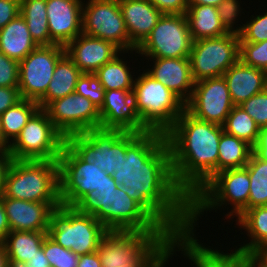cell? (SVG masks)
I'll return each instance as SVG.
<instances>
[{"mask_svg":"<svg viewBox=\"0 0 267 267\" xmlns=\"http://www.w3.org/2000/svg\"><path fill=\"white\" fill-rule=\"evenodd\" d=\"M131 43L138 48L149 36L162 13L148 0H119Z\"/></svg>","mask_w":267,"mask_h":267,"instance_id":"obj_23","label":"cell"},{"mask_svg":"<svg viewBox=\"0 0 267 267\" xmlns=\"http://www.w3.org/2000/svg\"><path fill=\"white\" fill-rule=\"evenodd\" d=\"M239 50V34L235 33L193 41L189 60L194 82L222 77L239 60Z\"/></svg>","mask_w":267,"mask_h":267,"instance_id":"obj_11","label":"cell"},{"mask_svg":"<svg viewBox=\"0 0 267 267\" xmlns=\"http://www.w3.org/2000/svg\"><path fill=\"white\" fill-rule=\"evenodd\" d=\"M149 59H152L154 64L150 70L145 71L186 104L192 96L195 83L191 74L189 57Z\"/></svg>","mask_w":267,"mask_h":267,"instance_id":"obj_22","label":"cell"},{"mask_svg":"<svg viewBox=\"0 0 267 267\" xmlns=\"http://www.w3.org/2000/svg\"><path fill=\"white\" fill-rule=\"evenodd\" d=\"M223 127L196 119L186 110L165 133L177 186L190 199L218 173Z\"/></svg>","mask_w":267,"mask_h":267,"instance_id":"obj_2","label":"cell"},{"mask_svg":"<svg viewBox=\"0 0 267 267\" xmlns=\"http://www.w3.org/2000/svg\"><path fill=\"white\" fill-rule=\"evenodd\" d=\"M224 0H187V5H210L217 7Z\"/></svg>","mask_w":267,"mask_h":267,"instance_id":"obj_53","label":"cell"},{"mask_svg":"<svg viewBox=\"0 0 267 267\" xmlns=\"http://www.w3.org/2000/svg\"><path fill=\"white\" fill-rule=\"evenodd\" d=\"M66 144L85 162L113 175L127 150V132L92 129L66 138Z\"/></svg>","mask_w":267,"mask_h":267,"instance_id":"obj_10","label":"cell"},{"mask_svg":"<svg viewBox=\"0 0 267 267\" xmlns=\"http://www.w3.org/2000/svg\"><path fill=\"white\" fill-rule=\"evenodd\" d=\"M65 47L38 46L19 62L18 89L21 99L38 102L46 93L58 60Z\"/></svg>","mask_w":267,"mask_h":267,"instance_id":"obj_15","label":"cell"},{"mask_svg":"<svg viewBox=\"0 0 267 267\" xmlns=\"http://www.w3.org/2000/svg\"><path fill=\"white\" fill-rule=\"evenodd\" d=\"M42 248L51 267H77L79 256L57 244L48 235L43 241Z\"/></svg>","mask_w":267,"mask_h":267,"instance_id":"obj_38","label":"cell"},{"mask_svg":"<svg viewBox=\"0 0 267 267\" xmlns=\"http://www.w3.org/2000/svg\"><path fill=\"white\" fill-rule=\"evenodd\" d=\"M239 59L246 65L267 70V40L259 43L240 42Z\"/></svg>","mask_w":267,"mask_h":267,"instance_id":"obj_40","label":"cell"},{"mask_svg":"<svg viewBox=\"0 0 267 267\" xmlns=\"http://www.w3.org/2000/svg\"><path fill=\"white\" fill-rule=\"evenodd\" d=\"M3 195L32 202H61L58 161L13 159Z\"/></svg>","mask_w":267,"mask_h":267,"instance_id":"obj_6","label":"cell"},{"mask_svg":"<svg viewBox=\"0 0 267 267\" xmlns=\"http://www.w3.org/2000/svg\"><path fill=\"white\" fill-rule=\"evenodd\" d=\"M44 110L65 137L100 128L99 109L88 98L76 93L50 102Z\"/></svg>","mask_w":267,"mask_h":267,"instance_id":"obj_16","label":"cell"},{"mask_svg":"<svg viewBox=\"0 0 267 267\" xmlns=\"http://www.w3.org/2000/svg\"><path fill=\"white\" fill-rule=\"evenodd\" d=\"M20 100L18 87H0V115Z\"/></svg>","mask_w":267,"mask_h":267,"instance_id":"obj_46","label":"cell"},{"mask_svg":"<svg viewBox=\"0 0 267 267\" xmlns=\"http://www.w3.org/2000/svg\"><path fill=\"white\" fill-rule=\"evenodd\" d=\"M185 15L193 41L219 37L229 33L219 18L217 7L210 5H188Z\"/></svg>","mask_w":267,"mask_h":267,"instance_id":"obj_28","label":"cell"},{"mask_svg":"<svg viewBox=\"0 0 267 267\" xmlns=\"http://www.w3.org/2000/svg\"><path fill=\"white\" fill-rule=\"evenodd\" d=\"M236 267H265L254 255H223Z\"/></svg>","mask_w":267,"mask_h":267,"instance_id":"obj_47","label":"cell"},{"mask_svg":"<svg viewBox=\"0 0 267 267\" xmlns=\"http://www.w3.org/2000/svg\"><path fill=\"white\" fill-rule=\"evenodd\" d=\"M192 44L186 15L162 14L135 53L148 61V58H185L189 57Z\"/></svg>","mask_w":267,"mask_h":267,"instance_id":"obj_12","label":"cell"},{"mask_svg":"<svg viewBox=\"0 0 267 267\" xmlns=\"http://www.w3.org/2000/svg\"><path fill=\"white\" fill-rule=\"evenodd\" d=\"M38 109L37 102L21 99L0 115L1 131L4 139L9 144L16 139L22 128Z\"/></svg>","mask_w":267,"mask_h":267,"instance_id":"obj_32","label":"cell"},{"mask_svg":"<svg viewBox=\"0 0 267 267\" xmlns=\"http://www.w3.org/2000/svg\"><path fill=\"white\" fill-rule=\"evenodd\" d=\"M176 251H179V244L173 248L155 267H165L169 262V258H172V255H174V252L176 254Z\"/></svg>","mask_w":267,"mask_h":267,"instance_id":"obj_56","label":"cell"},{"mask_svg":"<svg viewBox=\"0 0 267 267\" xmlns=\"http://www.w3.org/2000/svg\"><path fill=\"white\" fill-rule=\"evenodd\" d=\"M122 53H128V51H121L111 61L105 63L100 67L95 75L99 78L102 87L105 90L121 89V90H133L134 81L132 72L127 65V61L121 58ZM121 54V55H120Z\"/></svg>","mask_w":267,"mask_h":267,"instance_id":"obj_33","label":"cell"},{"mask_svg":"<svg viewBox=\"0 0 267 267\" xmlns=\"http://www.w3.org/2000/svg\"><path fill=\"white\" fill-rule=\"evenodd\" d=\"M93 215L108 231H165L133 198L118 186L111 175L96 190L87 193L75 206Z\"/></svg>","mask_w":267,"mask_h":267,"instance_id":"obj_3","label":"cell"},{"mask_svg":"<svg viewBox=\"0 0 267 267\" xmlns=\"http://www.w3.org/2000/svg\"><path fill=\"white\" fill-rule=\"evenodd\" d=\"M246 167L250 178L248 209L267 206V162L252 152Z\"/></svg>","mask_w":267,"mask_h":267,"instance_id":"obj_34","label":"cell"},{"mask_svg":"<svg viewBox=\"0 0 267 267\" xmlns=\"http://www.w3.org/2000/svg\"><path fill=\"white\" fill-rule=\"evenodd\" d=\"M37 47L21 14L0 30V51L10 59L20 62Z\"/></svg>","mask_w":267,"mask_h":267,"instance_id":"obj_25","label":"cell"},{"mask_svg":"<svg viewBox=\"0 0 267 267\" xmlns=\"http://www.w3.org/2000/svg\"><path fill=\"white\" fill-rule=\"evenodd\" d=\"M20 14V0H0V30Z\"/></svg>","mask_w":267,"mask_h":267,"instance_id":"obj_45","label":"cell"},{"mask_svg":"<svg viewBox=\"0 0 267 267\" xmlns=\"http://www.w3.org/2000/svg\"><path fill=\"white\" fill-rule=\"evenodd\" d=\"M11 231H48L53 212L61 202H32L0 196Z\"/></svg>","mask_w":267,"mask_h":267,"instance_id":"obj_19","label":"cell"},{"mask_svg":"<svg viewBox=\"0 0 267 267\" xmlns=\"http://www.w3.org/2000/svg\"><path fill=\"white\" fill-rule=\"evenodd\" d=\"M26 264L28 267H51L50 262L44 254L43 248L37 251V254L26 261Z\"/></svg>","mask_w":267,"mask_h":267,"instance_id":"obj_51","label":"cell"},{"mask_svg":"<svg viewBox=\"0 0 267 267\" xmlns=\"http://www.w3.org/2000/svg\"><path fill=\"white\" fill-rule=\"evenodd\" d=\"M177 245L166 231H109L97 253L102 267H155Z\"/></svg>","mask_w":267,"mask_h":267,"instance_id":"obj_4","label":"cell"},{"mask_svg":"<svg viewBox=\"0 0 267 267\" xmlns=\"http://www.w3.org/2000/svg\"><path fill=\"white\" fill-rule=\"evenodd\" d=\"M12 160L9 153H0V196L3 194L6 172Z\"/></svg>","mask_w":267,"mask_h":267,"instance_id":"obj_50","label":"cell"},{"mask_svg":"<svg viewBox=\"0 0 267 267\" xmlns=\"http://www.w3.org/2000/svg\"><path fill=\"white\" fill-rule=\"evenodd\" d=\"M77 267H102L97 251L80 255Z\"/></svg>","mask_w":267,"mask_h":267,"instance_id":"obj_49","label":"cell"},{"mask_svg":"<svg viewBox=\"0 0 267 267\" xmlns=\"http://www.w3.org/2000/svg\"><path fill=\"white\" fill-rule=\"evenodd\" d=\"M250 178L247 167L232 168L216 173L190 198V221L186 235L188 244H200L194 228L198 217L204 211L215 210L229 205L232 207L225 216L237 219L248 209ZM228 203V204H227ZM220 207V208H219ZM235 215V216H234ZM233 216V217H232Z\"/></svg>","mask_w":267,"mask_h":267,"instance_id":"obj_5","label":"cell"},{"mask_svg":"<svg viewBox=\"0 0 267 267\" xmlns=\"http://www.w3.org/2000/svg\"><path fill=\"white\" fill-rule=\"evenodd\" d=\"M265 78H266V89H267V70L265 71Z\"/></svg>","mask_w":267,"mask_h":267,"instance_id":"obj_60","label":"cell"},{"mask_svg":"<svg viewBox=\"0 0 267 267\" xmlns=\"http://www.w3.org/2000/svg\"><path fill=\"white\" fill-rule=\"evenodd\" d=\"M19 62L0 51V87H18Z\"/></svg>","mask_w":267,"mask_h":267,"instance_id":"obj_42","label":"cell"},{"mask_svg":"<svg viewBox=\"0 0 267 267\" xmlns=\"http://www.w3.org/2000/svg\"><path fill=\"white\" fill-rule=\"evenodd\" d=\"M250 21L235 26V34H239L240 42L259 43L267 40V12L250 16Z\"/></svg>","mask_w":267,"mask_h":267,"instance_id":"obj_37","label":"cell"},{"mask_svg":"<svg viewBox=\"0 0 267 267\" xmlns=\"http://www.w3.org/2000/svg\"><path fill=\"white\" fill-rule=\"evenodd\" d=\"M253 147L246 141L223 132L219 142L218 172L245 167Z\"/></svg>","mask_w":267,"mask_h":267,"instance_id":"obj_31","label":"cell"},{"mask_svg":"<svg viewBox=\"0 0 267 267\" xmlns=\"http://www.w3.org/2000/svg\"><path fill=\"white\" fill-rule=\"evenodd\" d=\"M58 163L62 205L74 207L87 193L107 181L108 174L105 171L83 161L66 143Z\"/></svg>","mask_w":267,"mask_h":267,"instance_id":"obj_13","label":"cell"},{"mask_svg":"<svg viewBox=\"0 0 267 267\" xmlns=\"http://www.w3.org/2000/svg\"><path fill=\"white\" fill-rule=\"evenodd\" d=\"M234 106L222 76L195 82L185 110L196 119L222 126Z\"/></svg>","mask_w":267,"mask_h":267,"instance_id":"obj_17","label":"cell"},{"mask_svg":"<svg viewBox=\"0 0 267 267\" xmlns=\"http://www.w3.org/2000/svg\"><path fill=\"white\" fill-rule=\"evenodd\" d=\"M162 14H186L187 0H148Z\"/></svg>","mask_w":267,"mask_h":267,"instance_id":"obj_44","label":"cell"},{"mask_svg":"<svg viewBox=\"0 0 267 267\" xmlns=\"http://www.w3.org/2000/svg\"><path fill=\"white\" fill-rule=\"evenodd\" d=\"M236 225L247 231L250 242L239 245L240 247L222 255H252L267 240V206H258L247 209L238 219Z\"/></svg>","mask_w":267,"mask_h":267,"instance_id":"obj_26","label":"cell"},{"mask_svg":"<svg viewBox=\"0 0 267 267\" xmlns=\"http://www.w3.org/2000/svg\"><path fill=\"white\" fill-rule=\"evenodd\" d=\"M238 106L252 117L260 129L267 128V89L255 94Z\"/></svg>","mask_w":267,"mask_h":267,"instance_id":"obj_41","label":"cell"},{"mask_svg":"<svg viewBox=\"0 0 267 267\" xmlns=\"http://www.w3.org/2000/svg\"><path fill=\"white\" fill-rule=\"evenodd\" d=\"M8 267H28L25 262L18 260H9Z\"/></svg>","mask_w":267,"mask_h":267,"instance_id":"obj_58","label":"cell"},{"mask_svg":"<svg viewBox=\"0 0 267 267\" xmlns=\"http://www.w3.org/2000/svg\"><path fill=\"white\" fill-rule=\"evenodd\" d=\"M100 128L145 133L150 131L142 122L135 108L133 90H105L99 108Z\"/></svg>","mask_w":267,"mask_h":267,"instance_id":"obj_18","label":"cell"},{"mask_svg":"<svg viewBox=\"0 0 267 267\" xmlns=\"http://www.w3.org/2000/svg\"><path fill=\"white\" fill-rule=\"evenodd\" d=\"M223 131L246 141L252 147L257 143L260 128L245 110L234 106L222 125Z\"/></svg>","mask_w":267,"mask_h":267,"instance_id":"obj_35","label":"cell"},{"mask_svg":"<svg viewBox=\"0 0 267 267\" xmlns=\"http://www.w3.org/2000/svg\"><path fill=\"white\" fill-rule=\"evenodd\" d=\"M9 259L6 252V247L0 242V267H8Z\"/></svg>","mask_w":267,"mask_h":267,"instance_id":"obj_55","label":"cell"},{"mask_svg":"<svg viewBox=\"0 0 267 267\" xmlns=\"http://www.w3.org/2000/svg\"><path fill=\"white\" fill-rule=\"evenodd\" d=\"M75 93L88 98L99 109L104 101L105 89L95 73H82L78 78Z\"/></svg>","mask_w":267,"mask_h":267,"instance_id":"obj_39","label":"cell"},{"mask_svg":"<svg viewBox=\"0 0 267 267\" xmlns=\"http://www.w3.org/2000/svg\"><path fill=\"white\" fill-rule=\"evenodd\" d=\"M83 0H46L50 39L66 46L82 33Z\"/></svg>","mask_w":267,"mask_h":267,"instance_id":"obj_20","label":"cell"},{"mask_svg":"<svg viewBox=\"0 0 267 267\" xmlns=\"http://www.w3.org/2000/svg\"><path fill=\"white\" fill-rule=\"evenodd\" d=\"M253 153L267 162V128L260 129L257 143L253 146Z\"/></svg>","mask_w":267,"mask_h":267,"instance_id":"obj_48","label":"cell"},{"mask_svg":"<svg viewBox=\"0 0 267 267\" xmlns=\"http://www.w3.org/2000/svg\"><path fill=\"white\" fill-rule=\"evenodd\" d=\"M109 231L93 215L60 205L52 214L47 235L78 256L96 252Z\"/></svg>","mask_w":267,"mask_h":267,"instance_id":"obj_8","label":"cell"},{"mask_svg":"<svg viewBox=\"0 0 267 267\" xmlns=\"http://www.w3.org/2000/svg\"><path fill=\"white\" fill-rule=\"evenodd\" d=\"M83 1L82 33L112 42L121 51L133 54L136 47L129 40L119 0Z\"/></svg>","mask_w":267,"mask_h":267,"instance_id":"obj_14","label":"cell"},{"mask_svg":"<svg viewBox=\"0 0 267 267\" xmlns=\"http://www.w3.org/2000/svg\"><path fill=\"white\" fill-rule=\"evenodd\" d=\"M218 14L224 28L229 33H235L234 24L239 19L241 7L239 0H224L218 6ZM238 17V18H237Z\"/></svg>","mask_w":267,"mask_h":267,"instance_id":"obj_43","label":"cell"},{"mask_svg":"<svg viewBox=\"0 0 267 267\" xmlns=\"http://www.w3.org/2000/svg\"><path fill=\"white\" fill-rule=\"evenodd\" d=\"M179 251H182L183 255L191 260L193 267H236L218 249L214 250L213 248L205 247L203 243L179 244Z\"/></svg>","mask_w":267,"mask_h":267,"instance_id":"obj_36","label":"cell"},{"mask_svg":"<svg viewBox=\"0 0 267 267\" xmlns=\"http://www.w3.org/2000/svg\"><path fill=\"white\" fill-rule=\"evenodd\" d=\"M9 145L10 144L3 137L0 124V153H8Z\"/></svg>","mask_w":267,"mask_h":267,"instance_id":"obj_57","label":"cell"},{"mask_svg":"<svg viewBox=\"0 0 267 267\" xmlns=\"http://www.w3.org/2000/svg\"><path fill=\"white\" fill-rule=\"evenodd\" d=\"M235 106L266 89L265 71L244 64L240 59L223 74Z\"/></svg>","mask_w":267,"mask_h":267,"instance_id":"obj_24","label":"cell"},{"mask_svg":"<svg viewBox=\"0 0 267 267\" xmlns=\"http://www.w3.org/2000/svg\"><path fill=\"white\" fill-rule=\"evenodd\" d=\"M178 244L187 243L190 199L177 186L164 133L127 132V150L112 175Z\"/></svg>","mask_w":267,"mask_h":267,"instance_id":"obj_1","label":"cell"},{"mask_svg":"<svg viewBox=\"0 0 267 267\" xmlns=\"http://www.w3.org/2000/svg\"><path fill=\"white\" fill-rule=\"evenodd\" d=\"M259 248H267V240Z\"/></svg>","mask_w":267,"mask_h":267,"instance_id":"obj_59","label":"cell"},{"mask_svg":"<svg viewBox=\"0 0 267 267\" xmlns=\"http://www.w3.org/2000/svg\"><path fill=\"white\" fill-rule=\"evenodd\" d=\"M133 97L137 114L150 131L165 134L185 110V103L145 70L135 78Z\"/></svg>","mask_w":267,"mask_h":267,"instance_id":"obj_7","label":"cell"},{"mask_svg":"<svg viewBox=\"0 0 267 267\" xmlns=\"http://www.w3.org/2000/svg\"><path fill=\"white\" fill-rule=\"evenodd\" d=\"M252 255L267 267V248H258Z\"/></svg>","mask_w":267,"mask_h":267,"instance_id":"obj_54","label":"cell"},{"mask_svg":"<svg viewBox=\"0 0 267 267\" xmlns=\"http://www.w3.org/2000/svg\"><path fill=\"white\" fill-rule=\"evenodd\" d=\"M121 50L112 42L83 33L65 46V53L82 73H95Z\"/></svg>","mask_w":267,"mask_h":267,"instance_id":"obj_21","label":"cell"},{"mask_svg":"<svg viewBox=\"0 0 267 267\" xmlns=\"http://www.w3.org/2000/svg\"><path fill=\"white\" fill-rule=\"evenodd\" d=\"M66 138L56 129L47 112L39 108L9 145L15 160L58 161Z\"/></svg>","mask_w":267,"mask_h":267,"instance_id":"obj_9","label":"cell"},{"mask_svg":"<svg viewBox=\"0 0 267 267\" xmlns=\"http://www.w3.org/2000/svg\"><path fill=\"white\" fill-rule=\"evenodd\" d=\"M82 72L65 53L57 62L45 95L37 102L44 109L50 102L75 93Z\"/></svg>","mask_w":267,"mask_h":267,"instance_id":"obj_27","label":"cell"},{"mask_svg":"<svg viewBox=\"0 0 267 267\" xmlns=\"http://www.w3.org/2000/svg\"><path fill=\"white\" fill-rule=\"evenodd\" d=\"M10 231L11 230L8 224L5 208L0 198V242H2L5 239V237L8 235Z\"/></svg>","mask_w":267,"mask_h":267,"instance_id":"obj_52","label":"cell"},{"mask_svg":"<svg viewBox=\"0 0 267 267\" xmlns=\"http://www.w3.org/2000/svg\"><path fill=\"white\" fill-rule=\"evenodd\" d=\"M48 231H10L2 241L9 260L25 262L43 246Z\"/></svg>","mask_w":267,"mask_h":267,"instance_id":"obj_29","label":"cell"},{"mask_svg":"<svg viewBox=\"0 0 267 267\" xmlns=\"http://www.w3.org/2000/svg\"><path fill=\"white\" fill-rule=\"evenodd\" d=\"M20 14L25 19L32 39L38 46H51L46 0H20Z\"/></svg>","mask_w":267,"mask_h":267,"instance_id":"obj_30","label":"cell"}]
</instances>
